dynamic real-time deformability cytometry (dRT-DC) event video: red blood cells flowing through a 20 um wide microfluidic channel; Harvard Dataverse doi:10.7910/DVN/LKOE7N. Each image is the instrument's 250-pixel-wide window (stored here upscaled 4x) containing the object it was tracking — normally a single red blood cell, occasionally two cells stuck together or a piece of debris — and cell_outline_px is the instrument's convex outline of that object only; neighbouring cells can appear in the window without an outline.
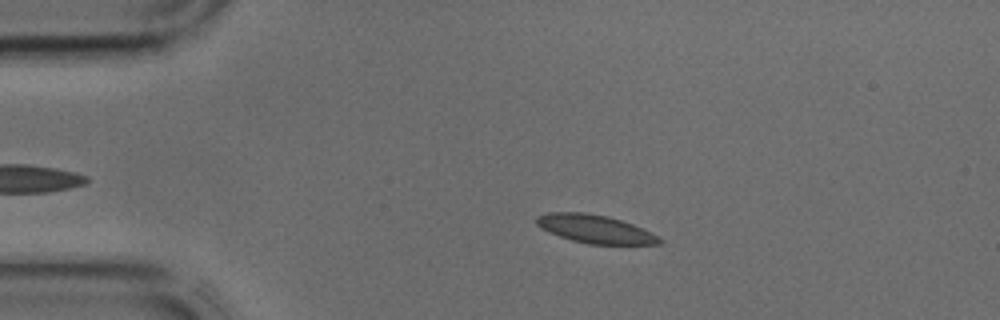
{"species": "common noctule bat (a hibernating species)", "species_latin": "Nyctalus noctula", "temperature_condition": "cold", "stored_images_in_passage": 37, "camera_frame_rate_fps": 3000, "um_per_image_px": 0.085, "animal": {"sex": "male", "body_mass_g": 17.9, "forearm_length_mm": 54.2}, "frame": {"image": 1, "passage_image": 8, "time_ms": 2.333, "image_size_px": [1000, 320], "cell_outline_px": [[664, 240], [660, 244], [588, 244], [572, 240], [548, 232], [540, 228], [536, 224], [536, 216], [548, 212], [584, 212], [608, 216], [632, 224]], "centroid_in_image_um": [50.52, 19.46], "position_along_channel_um": 34.5, "area_um2": 20.06}}
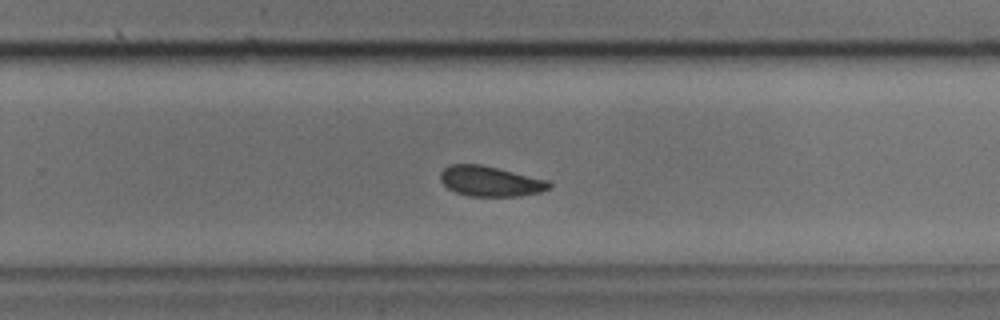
{"frame": {"image": 2, "passage_image": 27, "time_ms": 8.667, "image_size_px": [1000, 320], "cell_outline_px": [[552, 184], [548, 188], [540, 192], [520, 196], [468, 196], [456, 192], [448, 188], [440, 180], [440, 172], [448, 164], [480, 164], [548, 180]], "centroid_in_image_um": [41.64, 15.4], "position_along_channel_um": 288.2, "area_um2": 19.07}}
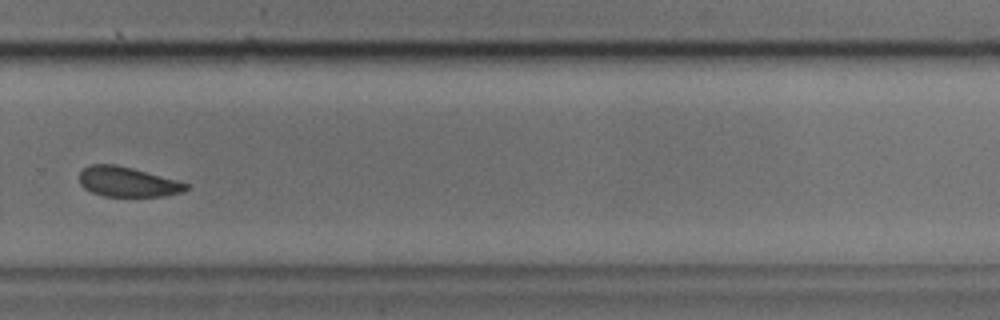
{"frame": {"image": 3, "passage_image": 29, "time_ms": 9.333, "image_size_px": [1000, 320], "cell_outline_px": [[188, 188], [184, 192], [164, 196], [104, 196], [92, 192], [84, 188], [80, 184], [80, 172], [88, 164], [116, 164], [132, 168], [176, 180], [188, 184]], "centroid_in_image_um": [10.82, 15.46], "position_along_channel_um": 319.0, "area_um2": 18.5}}